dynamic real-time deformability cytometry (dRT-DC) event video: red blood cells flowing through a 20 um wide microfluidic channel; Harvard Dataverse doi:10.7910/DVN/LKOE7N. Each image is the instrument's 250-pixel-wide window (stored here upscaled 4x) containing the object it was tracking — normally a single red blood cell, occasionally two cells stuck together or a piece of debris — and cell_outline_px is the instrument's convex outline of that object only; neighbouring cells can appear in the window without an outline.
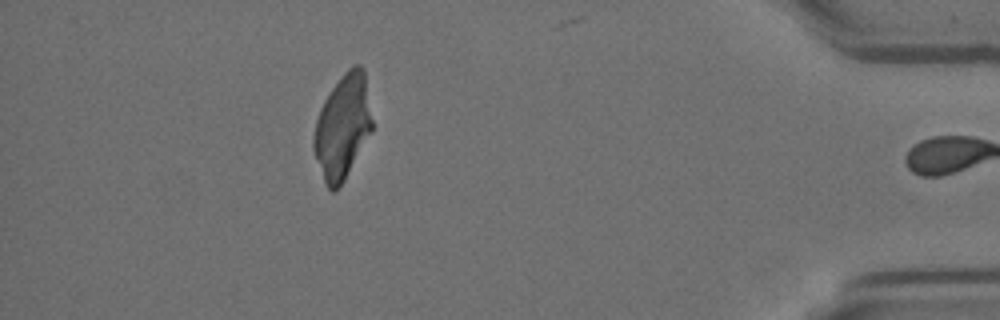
{"species": "Egyptian fruit bat (a non-hibernating species)", "species_latin": "Rousettus aegyptiacus", "temperature_condition": "room temperature", "stored_images_in_passage": 41, "camera_frame_rate_fps": 3000, "um_per_image_px": 0.085, "animal": {"sex": "female"}, "frame": {"image": 1, "passage_image": 40, "time_ms": 13.0, "image_size_px": [1000, 320], "cell_outline_px": [[372, 128], [340, 188], [336, 192], [332, 192], [324, 184], [312, 148], [312, 136], [316, 120], [320, 108], [324, 100], [332, 88], [344, 72], [352, 64], [360, 64], [364, 68], [372, 120]], "centroid_in_image_um": [29.08, 10.79], "position_along_channel_um": 406.1, "area_um2": 35.49}}